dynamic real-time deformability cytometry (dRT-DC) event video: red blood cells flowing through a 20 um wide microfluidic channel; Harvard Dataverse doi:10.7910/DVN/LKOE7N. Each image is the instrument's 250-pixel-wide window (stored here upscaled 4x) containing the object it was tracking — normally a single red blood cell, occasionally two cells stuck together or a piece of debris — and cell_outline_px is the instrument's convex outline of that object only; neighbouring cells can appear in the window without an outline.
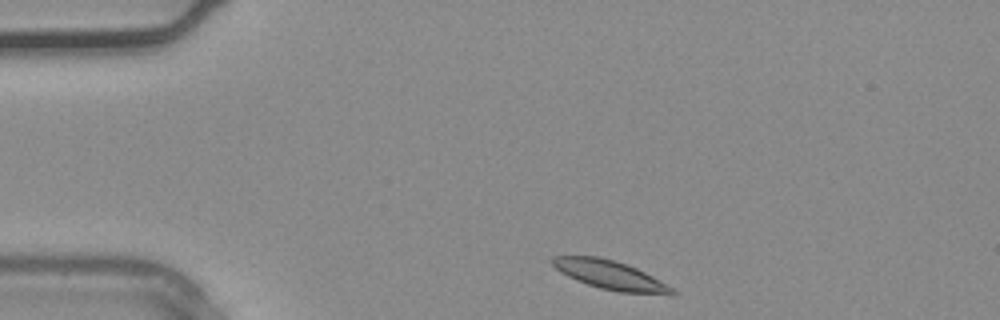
{"species": "common noctule bat (a hibernating species)", "species_latin": "Nyctalus noctula", "temperature_condition": "warm", "stored_images_in_passage": 31, "camera_frame_rate_fps": 3000, "um_per_image_px": 0.085, "animal": {"sex": "male", "body_mass_g": 20.4}, "frame": {"image": 1, "passage_image": 1, "time_ms": 0.0, "image_size_px": [1000, 320], "cell_outline_px": [[680, 292], [676, 296], [672, 296], [620, 292], [600, 288], [576, 280], [560, 272], [548, 260], [552, 256], [596, 256], [616, 260], [636, 268], [652, 276]], "centroid_in_image_um": [51.92, 23.4], "position_along_channel_um": 33.1, "area_um2": 20.46}}